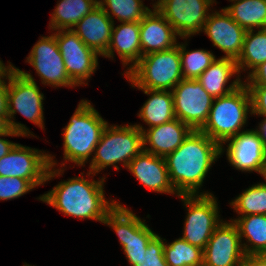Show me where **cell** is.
Listing matches in <instances>:
<instances>
[{"instance_id":"obj_1","label":"cell","mask_w":266,"mask_h":266,"mask_svg":"<svg viewBox=\"0 0 266 266\" xmlns=\"http://www.w3.org/2000/svg\"><path fill=\"white\" fill-rule=\"evenodd\" d=\"M221 155V146L200 130H192L183 143L164 157L177 196L199 195L210 167Z\"/></svg>"},{"instance_id":"obj_2","label":"cell","mask_w":266,"mask_h":266,"mask_svg":"<svg viewBox=\"0 0 266 266\" xmlns=\"http://www.w3.org/2000/svg\"><path fill=\"white\" fill-rule=\"evenodd\" d=\"M104 180H86L84 177L70 178L59 182L51 191L39 199L67 216L79 219H93L103 223L106 214L116 205V201L105 199Z\"/></svg>"},{"instance_id":"obj_3","label":"cell","mask_w":266,"mask_h":266,"mask_svg":"<svg viewBox=\"0 0 266 266\" xmlns=\"http://www.w3.org/2000/svg\"><path fill=\"white\" fill-rule=\"evenodd\" d=\"M106 122L88 100H81L63 128L64 160L83 166L100 141Z\"/></svg>"},{"instance_id":"obj_4","label":"cell","mask_w":266,"mask_h":266,"mask_svg":"<svg viewBox=\"0 0 266 266\" xmlns=\"http://www.w3.org/2000/svg\"><path fill=\"white\" fill-rule=\"evenodd\" d=\"M251 111V95L244 82L229 94L214 98L208 119L200 131L221 146L222 154L224 142L240 133Z\"/></svg>"},{"instance_id":"obj_5","label":"cell","mask_w":266,"mask_h":266,"mask_svg":"<svg viewBox=\"0 0 266 266\" xmlns=\"http://www.w3.org/2000/svg\"><path fill=\"white\" fill-rule=\"evenodd\" d=\"M8 79V122L10 128L23 136H33L25 125L16 123L14 115L16 112L22 114L44 130L43 100L44 95L40 92L35 79L31 73L22 71L12 65L6 72Z\"/></svg>"},{"instance_id":"obj_6","label":"cell","mask_w":266,"mask_h":266,"mask_svg":"<svg viewBox=\"0 0 266 266\" xmlns=\"http://www.w3.org/2000/svg\"><path fill=\"white\" fill-rule=\"evenodd\" d=\"M143 150V133L135 125L116 126L107 124L100 141L94 149L88 176L99 173L108 166L123 162V167H128L129 162Z\"/></svg>"},{"instance_id":"obj_7","label":"cell","mask_w":266,"mask_h":266,"mask_svg":"<svg viewBox=\"0 0 266 266\" xmlns=\"http://www.w3.org/2000/svg\"><path fill=\"white\" fill-rule=\"evenodd\" d=\"M125 77L138 89L172 91L183 79L179 44L142 56Z\"/></svg>"},{"instance_id":"obj_8","label":"cell","mask_w":266,"mask_h":266,"mask_svg":"<svg viewBox=\"0 0 266 266\" xmlns=\"http://www.w3.org/2000/svg\"><path fill=\"white\" fill-rule=\"evenodd\" d=\"M104 224L112 227L131 266L145 255L149 241L156 235L144 221L132 211L116 201V205L106 214Z\"/></svg>"},{"instance_id":"obj_9","label":"cell","mask_w":266,"mask_h":266,"mask_svg":"<svg viewBox=\"0 0 266 266\" xmlns=\"http://www.w3.org/2000/svg\"><path fill=\"white\" fill-rule=\"evenodd\" d=\"M178 197L188 208L181 238L204 250L213 231L223 222L219 220L218 203L209 192H201L200 195H180Z\"/></svg>"},{"instance_id":"obj_10","label":"cell","mask_w":266,"mask_h":266,"mask_svg":"<svg viewBox=\"0 0 266 266\" xmlns=\"http://www.w3.org/2000/svg\"><path fill=\"white\" fill-rule=\"evenodd\" d=\"M53 157L44 151L17 143L8 154L0 158V176L49 181L64 172L52 168L57 163Z\"/></svg>"},{"instance_id":"obj_11","label":"cell","mask_w":266,"mask_h":266,"mask_svg":"<svg viewBox=\"0 0 266 266\" xmlns=\"http://www.w3.org/2000/svg\"><path fill=\"white\" fill-rule=\"evenodd\" d=\"M176 118L192 130L206 123L214 98L197 80L182 79L172 90Z\"/></svg>"},{"instance_id":"obj_12","label":"cell","mask_w":266,"mask_h":266,"mask_svg":"<svg viewBox=\"0 0 266 266\" xmlns=\"http://www.w3.org/2000/svg\"><path fill=\"white\" fill-rule=\"evenodd\" d=\"M55 38L69 78L77 85L87 81L98 66V53L77 36L72 30H59Z\"/></svg>"},{"instance_id":"obj_13","label":"cell","mask_w":266,"mask_h":266,"mask_svg":"<svg viewBox=\"0 0 266 266\" xmlns=\"http://www.w3.org/2000/svg\"><path fill=\"white\" fill-rule=\"evenodd\" d=\"M215 0H164L156 9L185 39L202 31Z\"/></svg>"},{"instance_id":"obj_14","label":"cell","mask_w":266,"mask_h":266,"mask_svg":"<svg viewBox=\"0 0 266 266\" xmlns=\"http://www.w3.org/2000/svg\"><path fill=\"white\" fill-rule=\"evenodd\" d=\"M26 62L35 68L42 84L54 87H75L76 85L66 72L55 33L40 38L33 46Z\"/></svg>"},{"instance_id":"obj_15","label":"cell","mask_w":266,"mask_h":266,"mask_svg":"<svg viewBox=\"0 0 266 266\" xmlns=\"http://www.w3.org/2000/svg\"><path fill=\"white\" fill-rule=\"evenodd\" d=\"M237 226L231 221L222 222L210 237L203 250L206 266H240L244 259Z\"/></svg>"},{"instance_id":"obj_16","label":"cell","mask_w":266,"mask_h":266,"mask_svg":"<svg viewBox=\"0 0 266 266\" xmlns=\"http://www.w3.org/2000/svg\"><path fill=\"white\" fill-rule=\"evenodd\" d=\"M226 155L229 163L237 170L258 172L263 177L266 172V152L256 130H243L230 138Z\"/></svg>"},{"instance_id":"obj_17","label":"cell","mask_w":266,"mask_h":266,"mask_svg":"<svg viewBox=\"0 0 266 266\" xmlns=\"http://www.w3.org/2000/svg\"><path fill=\"white\" fill-rule=\"evenodd\" d=\"M221 12L209 14L202 31L214 46L226 54L223 58L237 61L242 52L246 30L239 26L224 8Z\"/></svg>"},{"instance_id":"obj_18","label":"cell","mask_w":266,"mask_h":266,"mask_svg":"<svg viewBox=\"0 0 266 266\" xmlns=\"http://www.w3.org/2000/svg\"><path fill=\"white\" fill-rule=\"evenodd\" d=\"M127 169H129L149 191L177 194L170 182L164 157L156 156L142 150L129 162Z\"/></svg>"},{"instance_id":"obj_19","label":"cell","mask_w":266,"mask_h":266,"mask_svg":"<svg viewBox=\"0 0 266 266\" xmlns=\"http://www.w3.org/2000/svg\"><path fill=\"white\" fill-rule=\"evenodd\" d=\"M143 133V150L165 157L175 151L191 133L192 129L178 118L147 130L135 124ZM149 144L150 148L146 147Z\"/></svg>"},{"instance_id":"obj_20","label":"cell","mask_w":266,"mask_h":266,"mask_svg":"<svg viewBox=\"0 0 266 266\" xmlns=\"http://www.w3.org/2000/svg\"><path fill=\"white\" fill-rule=\"evenodd\" d=\"M139 26L142 56L178 45V33L156 8L145 15Z\"/></svg>"},{"instance_id":"obj_21","label":"cell","mask_w":266,"mask_h":266,"mask_svg":"<svg viewBox=\"0 0 266 266\" xmlns=\"http://www.w3.org/2000/svg\"><path fill=\"white\" fill-rule=\"evenodd\" d=\"M113 21L98 5L85 15L72 29L87 47L95 50L99 56L107 51L111 40Z\"/></svg>"},{"instance_id":"obj_22","label":"cell","mask_w":266,"mask_h":266,"mask_svg":"<svg viewBox=\"0 0 266 266\" xmlns=\"http://www.w3.org/2000/svg\"><path fill=\"white\" fill-rule=\"evenodd\" d=\"M111 32V40L104 57L113 58L116 50L122 64L126 65L132 63L125 75L140 61L142 57V49L140 44V26L138 22H122L114 28Z\"/></svg>"},{"instance_id":"obj_23","label":"cell","mask_w":266,"mask_h":266,"mask_svg":"<svg viewBox=\"0 0 266 266\" xmlns=\"http://www.w3.org/2000/svg\"><path fill=\"white\" fill-rule=\"evenodd\" d=\"M235 74H238V78L224 88ZM239 74L235 60L221 57L216 59L196 80L210 96L218 98L229 94L243 84Z\"/></svg>"},{"instance_id":"obj_24","label":"cell","mask_w":266,"mask_h":266,"mask_svg":"<svg viewBox=\"0 0 266 266\" xmlns=\"http://www.w3.org/2000/svg\"><path fill=\"white\" fill-rule=\"evenodd\" d=\"M151 95L140 109L139 117L149 128L169 122L176 118L172 91L141 89Z\"/></svg>"},{"instance_id":"obj_25","label":"cell","mask_w":266,"mask_h":266,"mask_svg":"<svg viewBox=\"0 0 266 266\" xmlns=\"http://www.w3.org/2000/svg\"><path fill=\"white\" fill-rule=\"evenodd\" d=\"M237 226L240 239L245 237L249 245L243 243L245 255L266 253V215H246L231 219Z\"/></svg>"},{"instance_id":"obj_26","label":"cell","mask_w":266,"mask_h":266,"mask_svg":"<svg viewBox=\"0 0 266 266\" xmlns=\"http://www.w3.org/2000/svg\"><path fill=\"white\" fill-rule=\"evenodd\" d=\"M98 6V0H60L51 14L49 29L69 30Z\"/></svg>"},{"instance_id":"obj_27","label":"cell","mask_w":266,"mask_h":266,"mask_svg":"<svg viewBox=\"0 0 266 266\" xmlns=\"http://www.w3.org/2000/svg\"><path fill=\"white\" fill-rule=\"evenodd\" d=\"M225 7L231 18L247 30L266 28V0H235Z\"/></svg>"},{"instance_id":"obj_28","label":"cell","mask_w":266,"mask_h":266,"mask_svg":"<svg viewBox=\"0 0 266 266\" xmlns=\"http://www.w3.org/2000/svg\"><path fill=\"white\" fill-rule=\"evenodd\" d=\"M254 30H247L242 52L236 61L238 71L249 69L251 72L260 64L266 61V28L258 29L257 33ZM251 68V69H250Z\"/></svg>"},{"instance_id":"obj_29","label":"cell","mask_w":266,"mask_h":266,"mask_svg":"<svg viewBox=\"0 0 266 266\" xmlns=\"http://www.w3.org/2000/svg\"><path fill=\"white\" fill-rule=\"evenodd\" d=\"M98 5L111 18L115 16L122 22H138L151 10L141 0H98ZM107 6V7H106ZM110 8V11L109 9ZM113 15V17L111 16Z\"/></svg>"},{"instance_id":"obj_30","label":"cell","mask_w":266,"mask_h":266,"mask_svg":"<svg viewBox=\"0 0 266 266\" xmlns=\"http://www.w3.org/2000/svg\"><path fill=\"white\" fill-rule=\"evenodd\" d=\"M164 255L168 266H198L203 264V249L191 245L181 237L170 244H164Z\"/></svg>"},{"instance_id":"obj_31","label":"cell","mask_w":266,"mask_h":266,"mask_svg":"<svg viewBox=\"0 0 266 266\" xmlns=\"http://www.w3.org/2000/svg\"><path fill=\"white\" fill-rule=\"evenodd\" d=\"M242 216L266 215V182L252 185L230 203Z\"/></svg>"},{"instance_id":"obj_32","label":"cell","mask_w":266,"mask_h":266,"mask_svg":"<svg viewBox=\"0 0 266 266\" xmlns=\"http://www.w3.org/2000/svg\"><path fill=\"white\" fill-rule=\"evenodd\" d=\"M186 45L179 44L183 79L196 80L216 60V57L204 49L186 51Z\"/></svg>"},{"instance_id":"obj_33","label":"cell","mask_w":266,"mask_h":266,"mask_svg":"<svg viewBox=\"0 0 266 266\" xmlns=\"http://www.w3.org/2000/svg\"><path fill=\"white\" fill-rule=\"evenodd\" d=\"M46 180H26L17 177L0 176V200H11L18 198L39 185H43Z\"/></svg>"},{"instance_id":"obj_34","label":"cell","mask_w":266,"mask_h":266,"mask_svg":"<svg viewBox=\"0 0 266 266\" xmlns=\"http://www.w3.org/2000/svg\"><path fill=\"white\" fill-rule=\"evenodd\" d=\"M164 241L159 235H155L148 243L145 255L134 266H168L164 255Z\"/></svg>"},{"instance_id":"obj_35","label":"cell","mask_w":266,"mask_h":266,"mask_svg":"<svg viewBox=\"0 0 266 266\" xmlns=\"http://www.w3.org/2000/svg\"><path fill=\"white\" fill-rule=\"evenodd\" d=\"M251 95V114L266 117V85H247Z\"/></svg>"},{"instance_id":"obj_36","label":"cell","mask_w":266,"mask_h":266,"mask_svg":"<svg viewBox=\"0 0 266 266\" xmlns=\"http://www.w3.org/2000/svg\"><path fill=\"white\" fill-rule=\"evenodd\" d=\"M248 81V82H247ZM246 85H266V61L249 72Z\"/></svg>"},{"instance_id":"obj_37","label":"cell","mask_w":266,"mask_h":266,"mask_svg":"<svg viewBox=\"0 0 266 266\" xmlns=\"http://www.w3.org/2000/svg\"><path fill=\"white\" fill-rule=\"evenodd\" d=\"M6 77L0 76V115L8 116V85L5 80H2ZM2 78V79H1Z\"/></svg>"},{"instance_id":"obj_38","label":"cell","mask_w":266,"mask_h":266,"mask_svg":"<svg viewBox=\"0 0 266 266\" xmlns=\"http://www.w3.org/2000/svg\"><path fill=\"white\" fill-rule=\"evenodd\" d=\"M5 136H21L19 133L10 129L7 133L0 135V137ZM17 143L8 141L7 139L0 138V158L8 154Z\"/></svg>"},{"instance_id":"obj_39","label":"cell","mask_w":266,"mask_h":266,"mask_svg":"<svg viewBox=\"0 0 266 266\" xmlns=\"http://www.w3.org/2000/svg\"><path fill=\"white\" fill-rule=\"evenodd\" d=\"M240 266H266V253L245 255Z\"/></svg>"},{"instance_id":"obj_40","label":"cell","mask_w":266,"mask_h":266,"mask_svg":"<svg viewBox=\"0 0 266 266\" xmlns=\"http://www.w3.org/2000/svg\"><path fill=\"white\" fill-rule=\"evenodd\" d=\"M256 131L258 132L260 139L262 140L263 149L266 152V117L260 122L259 129H256Z\"/></svg>"},{"instance_id":"obj_41","label":"cell","mask_w":266,"mask_h":266,"mask_svg":"<svg viewBox=\"0 0 266 266\" xmlns=\"http://www.w3.org/2000/svg\"><path fill=\"white\" fill-rule=\"evenodd\" d=\"M10 129L8 118L4 115H0V135L7 133Z\"/></svg>"},{"instance_id":"obj_42","label":"cell","mask_w":266,"mask_h":266,"mask_svg":"<svg viewBox=\"0 0 266 266\" xmlns=\"http://www.w3.org/2000/svg\"><path fill=\"white\" fill-rule=\"evenodd\" d=\"M12 67L11 62L10 65L5 66L4 63L0 60V76H4V74Z\"/></svg>"},{"instance_id":"obj_43","label":"cell","mask_w":266,"mask_h":266,"mask_svg":"<svg viewBox=\"0 0 266 266\" xmlns=\"http://www.w3.org/2000/svg\"><path fill=\"white\" fill-rule=\"evenodd\" d=\"M164 0H158L154 5L153 8H156L157 6H159Z\"/></svg>"}]
</instances>
